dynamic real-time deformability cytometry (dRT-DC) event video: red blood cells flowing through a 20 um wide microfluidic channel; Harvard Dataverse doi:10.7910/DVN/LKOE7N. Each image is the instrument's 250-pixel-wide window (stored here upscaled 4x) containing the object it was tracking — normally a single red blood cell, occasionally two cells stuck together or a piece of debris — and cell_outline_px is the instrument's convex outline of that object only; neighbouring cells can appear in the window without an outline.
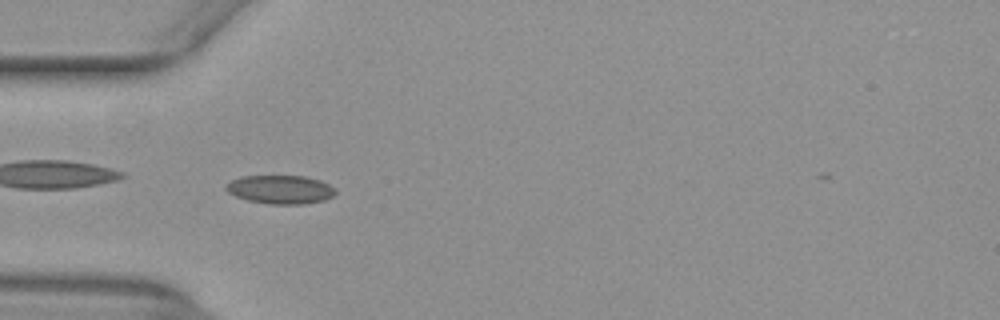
{"species": "common noctule bat (a hibernating species)", "species_latin": "Nyctalus noctula", "temperature_condition": "warm", "stored_images_in_passage": 40, "camera_frame_rate_fps": 3000, "um_per_image_px": 0.085, "animal": {"sex": "female", "body_mass_g": 29.2, "forearm_length_mm": 56.3}, "frame": {"image": 1, "passage_image": 4, "time_ms": 1.0, "image_size_px": [1000, 320], "cell_outline_px": [[336, 192], [332, 196], [324, 200], [304, 204], [268, 204], [248, 200], [236, 196], [228, 192], [224, 188], [232, 180], [240, 176], [304, 176], [320, 180], [336, 188]], "centroid_in_image_um": [23.85, 16.11], "position_along_channel_um": 61.2, "area_um2": 18.21}}
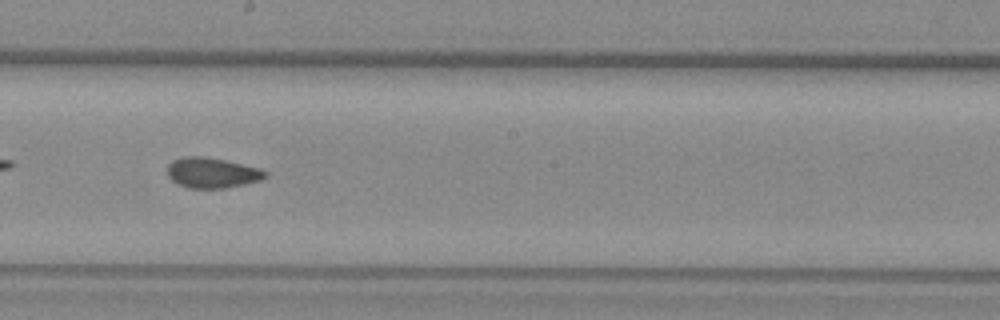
{"frame": {"image": 2, "passage_image": 17, "time_ms": 5.333, "image_size_px": [1000, 320], "cell_outline_px": [[268, 176], [260, 180], [244, 184], [224, 188], [188, 188], [176, 184], [168, 176], [168, 164], [172, 160], [184, 156], [200, 156], [224, 160], [260, 168], [268, 172]], "centroid_in_image_um": [18.01, 14.69], "position_along_channel_um": 230.2, "area_um2": 17.34}}
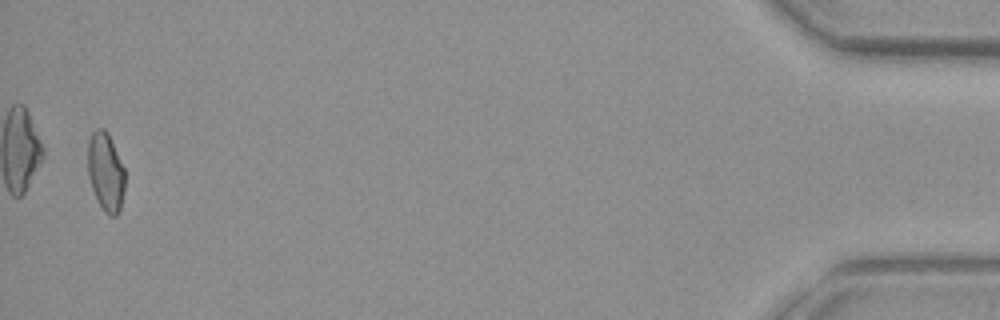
{"frame": {"image": 3, "passage_image": 39, "time_ms": 12.667, "image_size_px": [1000, 320], "cell_outline_px": [[124, 188], [120, 212], [116, 216], [108, 216], [104, 212], [96, 200], [88, 176], [88, 140], [92, 132], [96, 128], [104, 128], [108, 132], [124, 168]], "centroid_in_image_um": [8.97, 14.63], "position_along_channel_um": 426.2, "area_um2": 17.22}}